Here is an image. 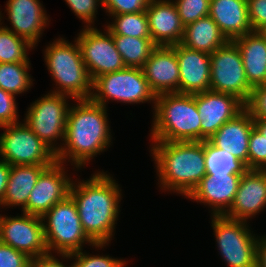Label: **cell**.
<instances>
[{"instance_id": "d6986e66", "label": "cell", "mask_w": 266, "mask_h": 267, "mask_svg": "<svg viewBox=\"0 0 266 267\" xmlns=\"http://www.w3.org/2000/svg\"><path fill=\"white\" fill-rule=\"evenodd\" d=\"M179 66V93L195 94L210 90V54L176 44Z\"/></svg>"}, {"instance_id": "ac0fdd59", "label": "cell", "mask_w": 266, "mask_h": 267, "mask_svg": "<svg viewBox=\"0 0 266 267\" xmlns=\"http://www.w3.org/2000/svg\"><path fill=\"white\" fill-rule=\"evenodd\" d=\"M151 90L157 95L179 93V66L176 56V44L157 46L142 67Z\"/></svg>"}, {"instance_id": "484cf974", "label": "cell", "mask_w": 266, "mask_h": 267, "mask_svg": "<svg viewBox=\"0 0 266 267\" xmlns=\"http://www.w3.org/2000/svg\"><path fill=\"white\" fill-rule=\"evenodd\" d=\"M228 40L208 15L184 27L181 44L185 47L212 54Z\"/></svg>"}, {"instance_id": "7bdbcfd3", "label": "cell", "mask_w": 266, "mask_h": 267, "mask_svg": "<svg viewBox=\"0 0 266 267\" xmlns=\"http://www.w3.org/2000/svg\"><path fill=\"white\" fill-rule=\"evenodd\" d=\"M257 237L256 267H266V235Z\"/></svg>"}, {"instance_id": "83f0119b", "label": "cell", "mask_w": 266, "mask_h": 267, "mask_svg": "<svg viewBox=\"0 0 266 267\" xmlns=\"http://www.w3.org/2000/svg\"><path fill=\"white\" fill-rule=\"evenodd\" d=\"M205 166L208 176L223 179L229 174H243L245 166L229 151L215 148L204 141Z\"/></svg>"}, {"instance_id": "d6a6232c", "label": "cell", "mask_w": 266, "mask_h": 267, "mask_svg": "<svg viewBox=\"0 0 266 267\" xmlns=\"http://www.w3.org/2000/svg\"><path fill=\"white\" fill-rule=\"evenodd\" d=\"M183 26L209 15L211 0H173Z\"/></svg>"}, {"instance_id": "cb8c5ba5", "label": "cell", "mask_w": 266, "mask_h": 267, "mask_svg": "<svg viewBox=\"0 0 266 267\" xmlns=\"http://www.w3.org/2000/svg\"><path fill=\"white\" fill-rule=\"evenodd\" d=\"M240 50L249 85L266 84V37L254 31L233 40Z\"/></svg>"}, {"instance_id": "8992f818", "label": "cell", "mask_w": 266, "mask_h": 267, "mask_svg": "<svg viewBox=\"0 0 266 267\" xmlns=\"http://www.w3.org/2000/svg\"><path fill=\"white\" fill-rule=\"evenodd\" d=\"M41 219L49 253L53 251L57 254H70L82 250L86 243L98 250L108 246V243H94L87 236L83 230L76 204L70 196L56 203Z\"/></svg>"}, {"instance_id": "4fadbf2b", "label": "cell", "mask_w": 266, "mask_h": 267, "mask_svg": "<svg viewBox=\"0 0 266 267\" xmlns=\"http://www.w3.org/2000/svg\"><path fill=\"white\" fill-rule=\"evenodd\" d=\"M0 242L32 259L48 253L41 217L22 213L21 216L0 214Z\"/></svg>"}, {"instance_id": "f546056e", "label": "cell", "mask_w": 266, "mask_h": 267, "mask_svg": "<svg viewBox=\"0 0 266 267\" xmlns=\"http://www.w3.org/2000/svg\"><path fill=\"white\" fill-rule=\"evenodd\" d=\"M30 66L31 63H0V88L15 96L30 90L33 86Z\"/></svg>"}, {"instance_id": "ee69618b", "label": "cell", "mask_w": 266, "mask_h": 267, "mask_svg": "<svg viewBox=\"0 0 266 267\" xmlns=\"http://www.w3.org/2000/svg\"><path fill=\"white\" fill-rule=\"evenodd\" d=\"M254 127L266 139V119H254Z\"/></svg>"}, {"instance_id": "836d02e7", "label": "cell", "mask_w": 266, "mask_h": 267, "mask_svg": "<svg viewBox=\"0 0 266 267\" xmlns=\"http://www.w3.org/2000/svg\"><path fill=\"white\" fill-rule=\"evenodd\" d=\"M248 169L266 170V139L255 127L249 137Z\"/></svg>"}, {"instance_id": "5b68a950", "label": "cell", "mask_w": 266, "mask_h": 267, "mask_svg": "<svg viewBox=\"0 0 266 267\" xmlns=\"http://www.w3.org/2000/svg\"><path fill=\"white\" fill-rule=\"evenodd\" d=\"M73 43L58 37L45 47L46 66L56 83V88L50 92L66 94L73 100L90 99L93 92V81L82 60L81 50L76 39Z\"/></svg>"}, {"instance_id": "9c48e42d", "label": "cell", "mask_w": 266, "mask_h": 267, "mask_svg": "<svg viewBox=\"0 0 266 267\" xmlns=\"http://www.w3.org/2000/svg\"><path fill=\"white\" fill-rule=\"evenodd\" d=\"M68 98L73 99L66 94L48 92L30 104L23 121L55 153L60 150L57 140L64 142Z\"/></svg>"}, {"instance_id": "4316f807", "label": "cell", "mask_w": 266, "mask_h": 267, "mask_svg": "<svg viewBox=\"0 0 266 267\" xmlns=\"http://www.w3.org/2000/svg\"><path fill=\"white\" fill-rule=\"evenodd\" d=\"M116 49L126 67L142 68L157 47L151 38L112 35Z\"/></svg>"}, {"instance_id": "f6af8a7d", "label": "cell", "mask_w": 266, "mask_h": 267, "mask_svg": "<svg viewBox=\"0 0 266 267\" xmlns=\"http://www.w3.org/2000/svg\"><path fill=\"white\" fill-rule=\"evenodd\" d=\"M261 33L266 37V27L261 30Z\"/></svg>"}, {"instance_id": "f1b7e54d", "label": "cell", "mask_w": 266, "mask_h": 267, "mask_svg": "<svg viewBox=\"0 0 266 267\" xmlns=\"http://www.w3.org/2000/svg\"><path fill=\"white\" fill-rule=\"evenodd\" d=\"M114 20L104 26L112 35L151 38L146 11L124 14H108ZM111 23V24H110Z\"/></svg>"}, {"instance_id": "8fae6325", "label": "cell", "mask_w": 266, "mask_h": 267, "mask_svg": "<svg viewBox=\"0 0 266 267\" xmlns=\"http://www.w3.org/2000/svg\"><path fill=\"white\" fill-rule=\"evenodd\" d=\"M210 60V90L234 95L245 104L253 88L248 83L236 43L227 41L210 54Z\"/></svg>"}, {"instance_id": "7c38bea8", "label": "cell", "mask_w": 266, "mask_h": 267, "mask_svg": "<svg viewBox=\"0 0 266 267\" xmlns=\"http://www.w3.org/2000/svg\"><path fill=\"white\" fill-rule=\"evenodd\" d=\"M77 36L75 39L80 47L82 60L92 81L126 67L116 49L113 36L106 27L103 33L95 26H84Z\"/></svg>"}, {"instance_id": "52a82bcc", "label": "cell", "mask_w": 266, "mask_h": 267, "mask_svg": "<svg viewBox=\"0 0 266 267\" xmlns=\"http://www.w3.org/2000/svg\"><path fill=\"white\" fill-rule=\"evenodd\" d=\"M90 99L104 107L111 100L125 104L152 102L154 108L156 94L151 90L142 68L125 67L97 77L93 81Z\"/></svg>"}, {"instance_id": "9a60e30c", "label": "cell", "mask_w": 266, "mask_h": 267, "mask_svg": "<svg viewBox=\"0 0 266 267\" xmlns=\"http://www.w3.org/2000/svg\"><path fill=\"white\" fill-rule=\"evenodd\" d=\"M196 107L201 122V141H208L227 121L244 108L236 96L214 91L196 93Z\"/></svg>"}, {"instance_id": "e575fe53", "label": "cell", "mask_w": 266, "mask_h": 267, "mask_svg": "<svg viewBox=\"0 0 266 267\" xmlns=\"http://www.w3.org/2000/svg\"><path fill=\"white\" fill-rule=\"evenodd\" d=\"M71 11L79 19L86 23L85 27L94 26L96 21V14L99 5L101 7V0H64Z\"/></svg>"}, {"instance_id": "d590c367", "label": "cell", "mask_w": 266, "mask_h": 267, "mask_svg": "<svg viewBox=\"0 0 266 267\" xmlns=\"http://www.w3.org/2000/svg\"><path fill=\"white\" fill-rule=\"evenodd\" d=\"M150 0H101V8L108 14H124L146 11Z\"/></svg>"}, {"instance_id": "74e56055", "label": "cell", "mask_w": 266, "mask_h": 267, "mask_svg": "<svg viewBox=\"0 0 266 267\" xmlns=\"http://www.w3.org/2000/svg\"><path fill=\"white\" fill-rule=\"evenodd\" d=\"M16 96L0 88V126L20 122Z\"/></svg>"}, {"instance_id": "2e32d148", "label": "cell", "mask_w": 266, "mask_h": 267, "mask_svg": "<svg viewBox=\"0 0 266 267\" xmlns=\"http://www.w3.org/2000/svg\"><path fill=\"white\" fill-rule=\"evenodd\" d=\"M44 9L40 0H8L5 12L11 27H3L35 47L50 20Z\"/></svg>"}, {"instance_id": "6da1fadb", "label": "cell", "mask_w": 266, "mask_h": 267, "mask_svg": "<svg viewBox=\"0 0 266 267\" xmlns=\"http://www.w3.org/2000/svg\"><path fill=\"white\" fill-rule=\"evenodd\" d=\"M67 113L63 144L56 153L57 162L70 161L73 168L81 170L96 155L109 148L112 141L107 107L91 99L74 100Z\"/></svg>"}, {"instance_id": "5bb4252c", "label": "cell", "mask_w": 266, "mask_h": 267, "mask_svg": "<svg viewBox=\"0 0 266 267\" xmlns=\"http://www.w3.org/2000/svg\"><path fill=\"white\" fill-rule=\"evenodd\" d=\"M67 175L64 163L56 161L47 167L40 174L22 212L42 217L56 203L65 200L70 194L73 182Z\"/></svg>"}, {"instance_id": "e0dca14e", "label": "cell", "mask_w": 266, "mask_h": 267, "mask_svg": "<svg viewBox=\"0 0 266 267\" xmlns=\"http://www.w3.org/2000/svg\"><path fill=\"white\" fill-rule=\"evenodd\" d=\"M266 208V170L246 169L230 209L224 214L236 220L255 218Z\"/></svg>"}, {"instance_id": "d4e9b609", "label": "cell", "mask_w": 266, "mask_h": 267, "mask_svg": "<svg viewBox=\"0 0 266 267\" xmlns=\"http://www.w3.org/2000/svg\"><path fill=\"white\" fill-rule=\"evenodd\" d=\"M49 166L11 165L8 184L0 207L21 206L23 210L40 174Z\"/></svg>"}, {"instance_id": "60d3db41", "label": "cell", "mask_w": 266, "mask_h": 267, "mask_svg": "<svg viewBox=\"0 0 266 267\" xmlns=\"http://www.w3.org/2000/svg\"><path fill=\"white\" fill-rule=\"evenodd\" d=\"M31 265L33 267H73L72 263L69 266L63 264V261L61 262L60 259L56 258V255L53 256L52 252L32 259Z\"/></svg>"}, {"instance_id": "ffe728a7", "label": "cell", "mask_w": 266, "mask_h": 267, "mask_svg": "<svg viewBox=\"0 0 266 267\" xmlns=\"http://www.w3.org/2000/svg\"><path fill=\"white\" fill-rule=\"evenodd\" d=\"M146 13L151 39L157 46L181 42L184 26L173 0H150Z\"/></svg>"}, {"instance_id": "603a6c76", "label": "cell", "mask_w": 266, "mask_h": 267, "mask_svg": "<svg viewBox=\"0 0 266 267\" xmlns=\"http://www.w3.org/2000/svg\"><path fill=\"white\" fill-rule=\"evenodd\" d=\"M209 16L228 41L254 32L248 15L247 0H211Z\"/></svg>"}, {"instance_id": "1f68e13d", "label": "cell", "mask_w": 266, "mask_h": 267, "mask_svg": "<svg viewBox=\"0 0 266 267\" xmlns=\"http://www.w3.org/2000/svg\"><path fill=\"white\" fill-rule=\"evenodd\" d=\"M57 256H62L61 259L74 260L73 267H126V260L112 258L109 255H92L83 252V249L73 253H58Z\"/></svg>"}, {"instance_id": "ba28073f", "label": "cell", "mask_w": 266, "mask_h": 267, "mask_svg": "<svg viewBox=\"0 0 266 267\" xmlns=\"http://www.w3.org/2000/svg\"><path fill=\"white\" fill-rule=\"evenodd\" d=\"M211 219L219 254L227 266L256 267L258 235L253 234L249 223L225 215H212Z\"/></svg>"}, {"instance_id": "8d00e7d4", "label": "cell", "mask_w": 266, "mask_h": 267, "mask_svg": "<svg viewBox=\"0 0 266 267\" xmlns=\"http://www.w3.org/2000/svg\"><path fill=\"white\" fill-rule=\"evenodd\" d=\"M244 105L253 119H266V84L254 87Z\"/></svg>"}, {"instance_id": "bcb514c9", "label": "cell", "mask_w": 266, "mask_h": 267, "mask_svg": "<svg viewBox=\"0 0 266 267\" xmlns=\"http://www.w3.org/2000/svg\"><path fill=\"white\" fill-rule=\"evenodd\" d=\"M1 12H2V11H0V25L3 24V23L1 22V20L3 19V17H2L3 14H2Z\"/></svg>"}, {"instance_id": "44dd1931", "label": "cell", "mask_w": 266, "mask_h": 267, "mask_svg": "<svg viewBox=\"0 0 266 267\" xmlns=\"http://www.w3.org/2000/svg\"><path fill=\"white\" fill-rule=\"evenodd\" d=\"M241 176L229 174L217 179L206 175L186 198L206 204L211 208V215H224L233 203Z\"/></svg>"}, {"instance_id": "ab89813d", "label": "cell", "mask_w": 266, "mask_h": 267, "mask_svg": "<svg viewBox=\"0 0 266 267\" xmlns=\"http://www.w3.org/2000/svg\"><path fill=\"white\" fill-rule=\"evenodd\" d=\"M248 15L253 31L266 27V0H247Z\"/></svg>"}, {"instance_id": "7402d4cb", "label": "cell", "mask_w": 266, "mask_h": 267, "mask_svg": "<svg viewBox=\"0 0 266 267\" xmlns=\"http://www.w3.org/2000/svg\"><path fill=\"white\" fill-rule=\"evenodd\" d=\"M254 119L244 108L227 121L208 142L215 148L229 150L248 169V148Z\"/></svg>"}, {"instance_id": "f35d334b", "label": "cell", "mask_w": 266, "mask_h": 267, "mask_svg": "<svg viewBox=\"0 0 266 267\" xmlns=\"http://www.w3.org/2000/svg\"><path fill=\"white\" fill-rule=\"evenodd\" d=\"M32 258L0 242V267H30Z\"/></svg>"}, {"instance_id": "b9f144b4", "label": "cell", "mask_w": 266, "mask_h": 267, "mask_svg": "<svg viewBox=\"0 0 266 267\" xmlns=\"http://www.w3.org/2000/svg\"><path fill=\"white\" fill-rule=\"evenodd\" d=\"M11 165L0 159V202L2 201L8 184Z\"/></svg>"}, {"instance_id": "7a4b0ae2", "label": "cell", "mask_w": 266, "mask_h": 267, "mask_svg": "<svg viewBox=\"0 0 266 267\" xmlns=\"http://www.w3.org/2000/svg\"><path fill=\"white\" fill-rule=\"evenodd\" d=\"M78 181L72 182L69 196L76 204L83 230L94 243L109 244L115 234L122 190L104 171Z\"/></svg>"}, {"instance_id": "30bf717a", "label": "cell", "mask_w": 266, "mask_h": 267, "mask_svg": "<svg viewBox=\"0 0 266 267\" xmlns=\"http://www.w3.org/2000/svg\"><path fill=\"white\" fill-rule=\"evenodd\" d=\"M0 134V159L10 165L51 166L56 153L25 123L3 125Z\"/></svg>"}, {"instance_id": "4dcf8cb0", "label": "cell", "mask_w": 266, "mask_h": 267, "mask_svg": "<svg viewBox=\"0 0 266 267\" xmlns=\"http://www.w3.org/2000/svg\"><path fill=\"white\" fill-rule=\"evenodd\" d=\"M35 47L0 25V63H30L28 51Z\"/></svg>"}, {"instance_id": "3957f363", "label": "cell", "mask_w": 266, "mask_h": 267, "mask_svg": "<svg viewBox=\"0 0 266 267\" xmlns=\"http://www.w3.org/2000/svg\"><path fill=\"white\" fill-rule=\"evenodd\" d=\"M150 148L163 191L186 198L207 175L204 141H152Z\"/></svg>"}, {"instance_id": "277c9868", "label": "cell", "mask_w": 266, "mask_h": 267, "mask_svg": "<svg viewBox=\"0 0 266 267\" xmlns=\"http://www.w3.org/2000/svg\"><path fill=\"white\" fill-rule=\"evenodd\" d=\"M153 110L151 141H201L202 120L196 107V93L159 94Z\"/></svg>"}]
</instances>
